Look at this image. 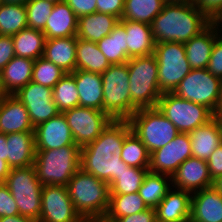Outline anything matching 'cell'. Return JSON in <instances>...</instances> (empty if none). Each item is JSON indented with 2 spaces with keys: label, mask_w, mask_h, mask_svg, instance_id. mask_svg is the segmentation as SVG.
<instances>
[{
  "label": "cell",
  "mask_w": 222,
  "mask_h": 222,
  "mask_svg": "<svg viewBox=\"0 0 222 222\" xmlns=\"http://www.w3.org/2000/svg\"><path fill=\"white\" fill-rule=\"evenodd\" d=\"M132 131L128 120H112L93 142L81 147L80 168L110 184L129 166L121 160L125 137Z\"/></svg>",
  "instance_id": "cell-1"
},
{
  "label": "cell",
  "mask_w": 222,
  "mask_h": 222,
  "mask_svg": "<svg viewBox=\"0 0 222 222\" xmlns=\"http://www.w3.org/2000/svg\"><path fill=\"white\" fill-rule=\"evenodd\" d=\"M211 22L190 3H165L151 23L155 44L186 43Z\"/></svg>",
  "instance_id": "cell-2"
},
{
  "label": "cell",
  "mask_w": 222,
  "mask_h": 222,
  "mask_svg": "<svg viewBox=\"0 0 222 222\" xmlns=\"http://www.w3.org/2000/svg\"><path fill=\"white\" fill-rule=\"evenodd\" d=\"M70 199L83 220L104 218L110 205V186L81 168L67 185Z\"/></svg>",
  "instance_id": "cell-3"
},
{
  "label": "cell",
  "mask_w": 222,
  "mask_h": 222,
  "mask_svg": "<svg viewBox=\"0 0 222 222\" xmlns=\"http://www.w3.org/2000/svg\"><path fill=\"white\" fill-rule=\"evenodd\" d=\"M131 93V116L143 108L157 107L163 94L158 85V65L154 54L127 61Z\"/></svg>",
  "instance_id": "cell-4"
},
{
  "label": "cell",
  "mask_w": 222,
  "mask_h": 222,
  "mask_svg": "<svg viewBox=\"0 0 222 222\" xmlns=\"http://www.w3.org/2000/svg\"><path fill=\"white\" fill-rule=\"evenodd\" d=\"M80 150L77 145L35 150L33 166L39 182L42 185L67 186L80 169Z\"/></svg>",
  "instance_id": "cell-5"
},
{
  "label": "cell",
  "mask_w": 222,
  "mask_h": 222,
  "mask_svg": "<svg viewBox=\"0 0 222 222\" xmlns=\"http://www.w3.org/2000/svg\"><path fill=\"white\" fill-rule=\"evenodd\" d=\"M128 121L132 132L150 154L170 143L180 133L158 107L138 109Z\"/></svg>",
  "instance_id": "cell-6"
},
{
  "label": "cell",
  "mask_w": 222,
  "mask_h": 222,
  "mask_svg": "<svg viewBox=\"0 0 222 222\" xmlns=\"http://www.w3.org/2000/svg\"><path fill=\"white\" fill-rule=\"evenodd\" d=\"M101 78L103 111L112 120H128L131 117V93L127 63L110 65Z\"/></svg>",
  "instance_id": "cell-7"
},
{
  "label": "cell",
  "mask_w": 222,
  "mask_h": 222,
  "mask_svg": "<svg viewBox=\"0 0 222 222\" xmlns=\"http://www.w3.org/2000/svg\"><path fill=\"white\" fill-rule=\"evenodd\" d=\"M16 201L19 215L39 221L41 213V191L34 166L12 168L4 183Z\"/></svg>",
  "instance_id": "cell-8"
},
{
  "label": "cell",
  "mask_w": 222,
  "mask_h": 222,
  "mask_svg": "<svg viewBox=\"0 0 222 222\" xmlns=\"http://www.w3.org/2000/svg\"><path fill=\"white\" fill-rule=\"evenodd\" d=\"M157 107L181 133H189L214 118V113L206 106L182 99L172 92L163 93Z\"/></svg>",
  "instance_id": "cell-9"
},
{
  "label": "cell",
  "mask_w": 222,
  "mask_h": 222,
  "mask_svg": "<svg viewBox=\"0 0 222 222\" xmlns=\"http://www.w3.org/2000/svg\"><path fill=\"white\" fill-rule=\"evenodd\" d=\"M153 54L157 59L158 85L161 92H173L192 70L186 57L184 43H157Z\"/></svg>",
  "instance_id": "cell-10"
},
{
  "label": "cell",
  "mask_w": 222,
  "mask_h": 222,
  "mask_svg": "<svg viewBox=\"0 0 222 222\" xmlns=\"http://www.w3.org/2000/svg\"><path fill=\"white\" fill-rule=\"evenodd\" d=\"M222 80L207 69H192L172 92L176 96L201 104L215 112L221 95Z\"/></svg>",
  "instance_id": "cell-11"
},
{
  "label": "cell",
  "mask_w": 222,
  "mask_h": 222,
  "mask_svg": "<svg viewBox=\"0 0 222 222\" xmlns=\"http://www.w3.org/2000/svg\"><path fill=\"white\" fill-rule=\"evenodd\" d=\"M70 127L74 142L80 148L96 140L112 119L101 110L74 107L62 112Z\"/></svg>",
  "instance_id": "cell-12"
},
{
  "label": "cell",
  "mask_w": 222,
  "mask_h": 222,
  "mask_svg": "<svg viewBox=\"0 0 222 222\" xmlns=\"http://www.w3.org/2000/svg\"><path fill=\"white\" fill-rule=\"evenodd\" d=\"M38 222H84L73 206L67 186L43 185Z\"/></svg>",
  "instance_id": "cell-13"
},
{
  "label": "cell",
  "mask_w": 222,
  "mask_h": 222,
  "mask_svg": "<svg viewBox=\"0 0 222 222\" xmlns=\"http://www.w3.org/2000/svg\"><path fill=\"white\" fill-rule=\"evenodd\" d=\"M15 96L26 107L33 127L60 113L52 98V88L31 81L22 87Z\"/></svg>",
  "instance_id": "cell-14"
},
{
  "label": "cell",
  "mask_w": 222,
  "mask_h": 222,
  "mask_svg": "<svg viewBox=\"0 0 222 222\" xmlns=\"http://www.w3.org/2000/svg\"><path fill=\"white\" fill-rule=\"evenodd\" d=\"M191 156L190 136L180 132L170 143L150 154L149 172L172 176Z\"/></svg>",
  "instance_id": "cell-15"
},
{
  "label": "cell",
  "mask_w": 222,
  "mask_h": 222,
  "mask_svg": "<svg viewBox=\"0 0 222 222\" xmlns=\"http://www.w3.org/2000/svg\"><path fill=\"white\" fill-rule=\"evenodd\" d=\"M207 161L197 157L187 158L171 176L172 188L191 193L212 187Z\"/></svg>",
  "instance_id": "cell-16"
},
{
  "label": "cell",
  "mask_w": 222,
  "mask_h": 222,
  "mask_svg": "<svg viewBox=\"0 0 222 222\" xmlns=\"http://www.w3.org/2000/svg\"><path fill=\"white\" fill-rule=\"evenodd\" d=\"M35 150L59 149L76 145L62 112L34 127Z\"/></svg>",
  "instance_id": "cell-17"
},
{
  "label": "cell",
  "mask_w": 222,
  "mask_h": 222,
  "mask_svg": "<svg viewBox=\"0 0 222 222\" xmlns=\"http://www.w3.org/2000/svg\"><path fill=\"white\" fill-rule=\"evenodd\" d=\"M34 132L29 113L15 95H6L0 101V133Z\"/></svg>",
  "instance_id": "cell-18"
},
{
  "label": "cell",
  "mask_w": 222,
  "mask_h": 222,
  "mask_svg": "<svg viewBox=\"0 0 222 222\" xmlns=\"http://www.w3.org/2000/svg\"><path fill=\"white\" fill-rule=\"evenodd\" d=\"M193 222H222V194L214 186L192 193Z\"/></svg>",
  "instance_id": "cell-19"
},
{
  "label": "cell",
  "mask_w": 222,
  "mask_h": 222,
  "mask_svg": "<svg viewBox=\"0 0 222 222\" xmlns=\"http://www.w3.org/2000/svg\"><path fill=\"white\" fill-rule=\"evenodd\" d=\"M191 196L189 191L171 188L155 208L157 222H179L190 218Z\"/></svg>",
  "instance_id": "cell-20"
},
{
  "label": "cell",
  "mask_w": 222,
  "mask_h": 222,
  "mask_svg": "<svg viewBox=\"0 0 222 222\" xmlns=\"http://www.w3.org/2000/svg\"><path fill=\"white\" fill-rule=\"evenodd\" d=\"M7 164L12 168L32 166L35 159L34 132L7 134Z\"/></svg>",
  "instance_id": "cell-21"
},
{
  "label": "cell",
  "mask_w": 222,
  "mask_h": 222,
  "mask_svg": "<svg viewBox=\"0 0 222 222\" xmlns=\"http://www.w3.org/2000/svg\"><path fill=\"white\" fill-rule=\"evenodd\" d=\"M188 134L192 156L198 159L207 161L210 155L222 144V133L215 117Z\"/></svg>",
  "instance_id": "cell-22"
},
{
  "label": "cell",
  "mask_w": 222,
  "mask_h": 222,
  "mask_svg": "<svg viewBox=\"0 0 222 222\" xmlns=\"http://www.w3.org/2000/svg\"><path fill=\"white\" fill-rule=\"evenodd\" d=\"M78 17L66 2L54 4L53 10L47 19L42 31L46 40L76 36Z\"/></svg>",
  "instance_id": "cell-23"
},
{
  "label": "cell",
  "mask_w": 222,
  "mask_h": 222,
  "mask_svg": "<svg viewBox=\"0 0 222 222\" xmlns=\"http://www.w3.org/2000/svg\"><path fill=\"white\" fill-rule=\"evenodd\" d=\"M215 27L210 23L198 35L184 43L185 53L191 69H206L215 40Z\"/></svg>",
  "instance_id": "cell-24"
},
{
  "label": "cell",
  "mask_w": 222,
  "mask_h": 222,
  "mask_svg": "<svg viewBox=\"0 0 222 222\" xmlns=\"http://www.w3.org/2000/svg\"><path fill=\"white\" fill-rule=\"evenodd\" d=\"M119 22L125 27L127 34V56L129 58L154 53L155 41L151 25L130 20H119Z\"/></svg>",
  "instance_id": "cell-25"
},
{
  "label": "cell",
  "mask_w": 222,
  "mask_h": 222,
  "mask_svg": "<svg viewBox=\"0 0 222 222\" xmlns=\"http://www.w3.org/2000/svg\"><path fill=\"white\" fill-rule=\"evenodd\" d=\"M79 106L103 111V83L100 73L75 70Z\"/></svg>",
  "instance_id": "cell-26"
},
{
  "label": "cell",
  "mask_w": 222,
  "mask_h": 222,
  "mask_svg": "<svg viewBox=\"0 0 222 222\" xmlns=\"http://www.w3.org/2000/svg\"><path fill=\"white\" fill-rule=\"evenodd\" d=\"M76 44L77 36L47 39L43 57L72 73L76 70Z\"/></svg>",
  "instance_id": "cell-27"
},
{
  "label": "cell",
  "mask_w": 222,
  "mask_h": 222,
  "mask_svg": "<svg viewBox=\"0 0 222 222\" xmlns=\"http://www.w3.org/2000/svg\"><path fill=\"white\" fill-rule=\"evenodd\" d=\"M119 19L110 14L92 13L78 18L77 38L99 42L109 35Z\"/></svg>",
  "instance_id": "cell-28"
},
{
  "label": "cell",
  "mask_w": 222,
  "mask_h": 222,
  "mask_svg": "<svg viewBox=\"0 0 222 222\" xmlns=\"http://www.w3.org/2000/svg\"><path fill=\"white\" fill-rule=\"evenodd\" d=\"M34 61L15 56L1 70L2 85L7 95H15L22 87L31 82Z\"/></svg>",
  "instance_id": "cell-29"
},
{
  "label": "cell",
  "mask_w": 222,
  "mask_h": 222,
  "mask_svg": "<svg viewBox=\"0 0 222 222\" xmlns=\"http://www.w3.org/2000/svg\"><path fill=\"white\" fill-rule=\"evenodd\" d=\"M110 65L106 56L98 48L97 43L77 38L76 70L102 74Z\"/></svg>",
  "instance_id": "cell-30"
},
{
  "label": "cell",
  "mask_w": 222,
  "mask_h": 222,
  "mask_svg": "<svg viewBox=\"0 0 222 222\" xmlns=\"http://www.w3.org/2000/svg\"><path fill=\"white\" fill-rule=\"evenodd\" d=\"M17 57L36 60L42 57L45 48V35L41 30L26 28L12 36Z\"/></svg>",
  "instance_id": "cell-31"
},
{
  "label": "cell",
  "mask_w": 222,
  "mask_h": 222,
  "mask_svg": "<svg viewBox=\"0 0 222 222\" xmlns=\"http://www.w3.org/2000/svg\"><path fill=\"white\" fill-rule=\"evenodd\" d=\"M127 34L125 27L119 22L112 32L97 42L98 48L106 56L111 65L127 63Z\"/></svg>",
  "instance_id": "cell-32"
},
{
  "label": "cell",
  "mask_w": 222,
  "mask_h": 222,
  "mask_svg": "<svg viewBox=\"0 0 222 222\" xmlns=\"http://www.w3.org/2000/svg\"><path fill=\"white\" fill-rule=\"evenodd\" d=\"M170 181L169 175L147 172L138 193L148 208L155 209L164 199L171 189Z\"/></svg>",
  "instance_id": "cell-33"
},
{
  "label": "cell",
  "mask_w": 222,
  "mask_h": 222,
  "mask_svg": "<svg viewBox=\"0 0 222 222\" xmlns=\"http://www.w3.org/2000/svg\"><path fill=\"white\" fill-rule=\"evenodd\" d=\"M148 209L138 192L129 194H110V205L106 216L108 222L130 216Z\"/></svg>",
  "instance_id": "cell-34"
},
{
  "label": "cell",
  "mask_w": 222,
  "mask_h": 222,
  "mask_svg": "<svg viewBox=\"0 0 222 222\" xmlns=\"http://www.w3.org/2000/svg\"><path fill=\"white\" fill-rule=\"evenodd\" d=\"M164 0H125L121 20L137 21L151 25L162 11Z\"/></svg>",
  "instance_id": "cell-35"
},
{
  "label": "cell",
  "mask_w": 222,
  "mask_h": 222,
  "mask_svg": "<svg viewBox=\"0 0 222 222\" xmlns=\"http://www.w3.org/2000/svg\"><path fill=\"white\" fill-rule=\"evenodd\" d=\"M28 28L24 4H5L0 6V35L13 36Z\"/></svg>",
  "instance_id": "cell-36"
},
{
  "label": "cell",
  "mask_w": 222,
  "mask_h": 222,
  "mask_svg": "<svg viewBox=\"0 0 222 222\" xmlns=\"http://www.w3.org/2000/svg\"><path fill=\"white\" fill-rule=\"evenodd\" d=\"M52 98L60 112L79 106V94L74 72L66 73L52 88Z\"/></svg>",
  "instance_id": "cell-37"
},
{
  "label": "cell",
  "mask_w": 222,
  "mask_h": 222,
  "mask_svg": "<svg viewBox=\"0 0 222 222\" xmlns=\"http://www.w3.org/2000/svg\"><path fill=\"white\" fill-rule=\"evenodd\" d=\"M121 160L130 167L149 168L150 153L132 131L124 139Z\"/></svg>",
  "instance_id": "cell-38"
},
{
  "label": "cell",
  "mask_w": 222,
  "mask_h": 222,
  "mask_svg": "<svg viewBox=\"0 0 222 222\" xmlns=\"http://www.w3.org/2000/svg\"><path fill=\"white\" fill-rule=\"evenodd\" d=\"M149 168L128 167L110 184V194H129L139 192L143 179Z\"/></svg>",
  "instance_id": "cell-39"
},
{
  "label": "cell",
  "mask_w": 222,
  "mask_h": 222,
  "mask_svg": "<svg viewBox=\"0 0 222 222\" xmlns=\"http://www.w3.org/2000/svg\"><path fill=\"white\" fill-rule=\"evenodd\" d=\"M65 74L59 66L42 56L34 61L31 81L53 88Z\"/></svg>",
  "instance_id": "cell-40"
},
{
  "label": "cell",
  "mask_w": 222,
  "mask_h": 222,
  "mask_svg": "<svg viewBox=\"0 0 222 222\" xmlns=\"http://www.w3.org/2000/svg\"><path fill=\"white\" fill-rule=\"evenodd\" d=\"M53 7L54 3L47 0H29L25 4L28 28L43 31Z\"/></svg>",
  "instance_id": "cell-41"
},
{
  "label": "cell",
  "mask_w": 222,
  "mask_h": 222,
  "mask_svg": "<svg viewBox=\"0 0 222 222\" xmlns=\"http://www.w3.org/2000/svg\"><path fill=\"white\" fill-rule=\"evenodd\" d=\"M13 215H19L16 201L8 187L4 183H0V217Z\"/></svg>",
  "instance_id": "cell-42"
},
{
  "label": "cell",
  "mask_w": 222,
  "mask_h": 222,
  "mask_svg": "<svg viewBox=\"0 0 222 222\" xmlns=\"http://www.w3.org/2000/svg\"><path fill=\"white\" fill-rule=\"evenodd\" d=\"M192 4L210 22L222 13V0H192Z\"/></svg>",
  "instance_id": "cell-43"
},
{
  "label": "cell",
  "mask_w": 222,
  "mask_h": 222,
  "mask_svg": "<svg viewBox=\"0 0 222 222\" xmlns=\"http://www.w3.org/2000/svg\"><path fill=\"white\" fill-rule=\"evenodd\" d=\"M212 75L222 80V40L217 38L206 68Z\"/></svg>",
  "instance_id": "cell-44"
},
{
  "label": "cell",
  "mask_w": 222,
  "mask_h": 222,
  "mask_svg": "<svg viewBox=\"0 0 222 222\" xmlns=\"http://www.w3.org/2000/svg\"><path fill=\"white\" fill-rule=\"evenodd\" d=\"M97 12L110 14L122 19L125 0H97Z\"/></svg>",
  "instance_id": "cell-45"
},
{
  "label": "cell",
  "mask_w": 222,
  "mask_h": 222,
  "mask_svg": "<svg viewBox=\"0 0 222 222\" xmlns=\"http://www.w3.org/2000/svg\"><path fill=\"white\" fill-rule=\"evenodd\" d=\"M97 0H65L77 17L97 12Z\"/></svg>",
  "instance_id": "cell-46"
},
{
  "label": "cell",
  "mask_w": 222,
  "mask_h": 222,
  "mask_svg": "<svg viewBox=\"0 0 222 222\" xmlns=\"http://www.w3.org/2000/svg\"><path fill=\"white\" fill-rule=\"evenodd\" d=\"M15 56L12 36L0 35V72Z\"/></svg>",
  "instance_id": "cell-47"
},
{
  "label": "cell",
  "mask_w": 222,
  "mask_h": 222,
  "mask_svg": "<svg viewBox=\"0 0 222 222\" xmlns=\"http://www.w3.org/2000/svg\"><path fill=\"white\" fill-rule=\"evenodd\" d=\"M207 165L213 181L222 175V144L210 155Z\"/></svg>",
  "instance_id": "cell-48"
},
{
  "label": "cell",
  "mask_w": 222,
  "mask_h": 222,
  "mask_svg": "<svg viewBox=\"0 0 222 222\" xmlns=\"http://www.w3.org/2000/svg\"><path fill=\"white\" fill-rule=\"evenodd\" d=\"M114 222H157L156 210L148 208L140 213L117 218Z\"/></svg>",
  "instance_id": "cell-49"
},
{
  "label": "cell",
  "mask_w": 222,
  "mask_h": 222,
  "mask_svg": "<svg viewBox=\"0 0 222 222\" xmlns=\"http://www.w3.org/2000/svg\"><path fill=\"white\" fill-rule=\"evenodd\" d=\"M0 222H37V221L22 215H13V216L0 217Z\"/></svg>",
  "instance_id": "cell-50"
},
{
  "label": "cell",
  "mask_w": 222,
  "mask_h": 222,
  "mask_svg": "<svg viewBox=\"0 0 222 222\" xmlns=\"http://www.w3.org/2000/svg\"><path fill=\"white\" fill-rule=\"evenodd\" d=\"M7 135L0 133V159L7 161Z\"/></svg>",
  "instance_id": "cell-51"
},
{
  "label": "cell",
  "mask_w": 222,
  "mask_h": 222,
  "mask_svg": "<svg viewBox=\"0 0 222 222\" xmlns=\"http://www.w3.org/2000/svg\"><path fill=\"white\" fill-rule=\"evenodd\" d=\"M10 169L11 168L7 164V161L0 159V183H5Z\"/></svg>",
  "instance_id": "cell-52"
},
{
  "label": "cell",
  "mask_w": 222,
  "mask_h": 222,
  "mask_svg": "<svg viewBox=\"0 0 222 222\" xmlns=\"http://www.w3.org/2000/svg\"><path fill=\"white\" fill-rule=\"evenodd\" d=\"M211 24L215 27V30L217 32L218 38L222 40V13H220L218 16H216L212 21ZM221 28H220V27Z\"/></svg>",
  "instance_id": "cell-53"
},
{
  "label": "cell",
  "mask_w": 222,
  "mask_h": 222,
  "mask_svg": "<svg viewBox=\"0 0 222 222\" xmlns=\"http://www.w3.org/2000/svg\"><path fill=\"white\" fill-rule=\"evenodd\" d=\"M213 186L216 188V190L222 194V175L219 176L216 180H214Z\"/></svg>",
  "instance_id": "cell-54"
},
{
  "label": "cell",
  "mask_w": 222,
  "mask_h": 222,
  "mask_svg": "<svg viewBox=\"0 0 222 222\" xmlns=\"http://www.w3.org/2000/svg\"><path fill=\"white\" fill-rule=\"evenodd\" d=\"M29 0H4L5 4H26Z\"/></svg>",
  "instance_id": "cell-55"
},
{
  "label": "cell",
  "mask_w": 222,
  "mask_h": 222,
  "mask_svg": "<svg viewBox=\"0 0 222 222\" xmlns=\"http://www.w3.org/2000/svg\"><path fill=\"white\" fill-rule=\"evenodd\" d=\"M214 114H222V90H221L220 100Z\"/></svg>",
  "instance_id": "cell-56"
},
{
  "label": "cell",
  "mask_w": 222,
  "mask_h": 222,
  "mask_svg": "<svg viewBox=\"0 0 222 222\" xmlns=\"http://www.w3.org/2000/svg\"><path fill=\"white\" fill-rule=\"evenodd\" d=\"M7 95L5 92L3 85H2V79H1V72H0V101Z\"/></svg>",
  "instance_id": "cell-57"
},
{
  "label": "cell",
  "mask_w": 222,
  "mask_h": 222,
  "mask_svg": "<svg viewBox=\"0 0 222 222\" xmlns=\"http://www.w3.org/2000/svg\"><path fill=\"white\" fill-rule=\"evenodd\" d=\"M166 3H190L192 0H164Z\"/></svg>",
  "instance_id": "cell-58"
},
{
  "label": "cell",
  "mask_w": 222,
  "mask_h": 222,
  "mask_svg": "<svg viewBox=\"0 0 222 222\" xmlns=\"http://www.w3.org/2000/svg\"><path fill=\"white\" fill-rule=\"evenodd\" d=\"M214 117L218 121L222 133V114H214Z\"/></svg>",
  "instance_id": "cell-59"
},
{
  "label": "cell",
  "mask_w": 222,
  "mask_h": 222,
  "mask_svg": "<svg viewBox=\"0 0 222 222\" xmlns=\"http://www.w3.org/2000/svg\"><path fill=\"white\" fill-rule=\"evenodd\" d=\"M84 222H108L105 218H98V219H87Z\"/></svg>",
  "instance_id": "cell-60"
},
{
  "label": "cell",
  "mask_w": 222,
  "mask_h": 222,
  "mask_svg": "<svg viewBox=\"0 0 222 222\" xmlns=\"http://www.w3.org/2000/svg\"><path fill=\"white\" fill-rule=\"evenodd\" d=\"M47 1L52 2L54 4L60 3V2H65V0H47Z\"/></svg>",
  "instance_id": "cell-61"
},
{
  "label": "cell",
  "mask_w": 222,
  "mask_h": 222,
  "mask_svg": "<svg viewBox=\"0 0 222 222\" xmlns=\"http://www.w3.org/2000/svg\"><path fill=\"white\" fill-rule=\"evenodd\" d=\"M179 222H193V221L191 220V218H188L186 220H182V221H179Z\"/></svg>",
  "instance_id": "cell-62"
},
{
  "label": "cell",
  "mask_w": 222,
  "mask_h": 222,
  "mask_svg": "<svg viewBox=\"0 0 222 222\" xmlns=\"http://www.w3.org/2000/svg\"><path fill=\"white\" fill-rule=\"evenodd\" d=\"M4 3V0H0V6Z\"/></svg>",
  "instance_id": "cell-63"
}]
</instances>
